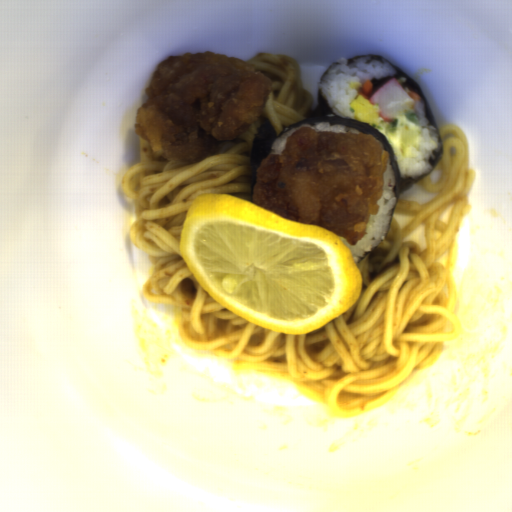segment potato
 Masks as SVG:
<instances>
[{"instance_id": "1", "label": "potato", "mask_w": 512, "mask_h": 512, "mask_svg": "<svg viewBox=\"0 0 512 512\" xmlns=\"http://www.w3.org/2000/svg\"><path fill=\"white\" fill-rule=\"evenodd\" d=\"M400 125V155L413 156L418 154L422 138L421 133L413 121L404 115L399 118Z\"/></svg>"}]
</instances>
